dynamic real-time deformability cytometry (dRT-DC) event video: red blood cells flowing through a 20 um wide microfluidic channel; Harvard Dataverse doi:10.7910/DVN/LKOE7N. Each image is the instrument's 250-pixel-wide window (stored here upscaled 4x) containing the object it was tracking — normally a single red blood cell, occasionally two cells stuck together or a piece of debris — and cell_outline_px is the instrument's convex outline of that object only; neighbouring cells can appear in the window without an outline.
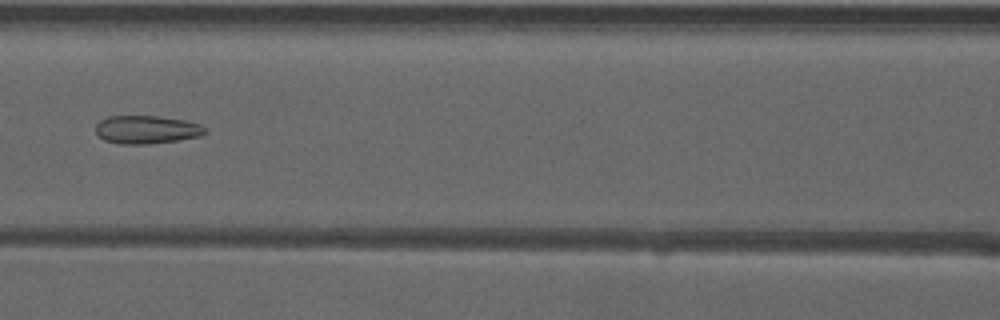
{"species": "common noctule bat (a hibernating species)", "species_latin": "Nyctalus noctula", "temperature_condition": "warm", "stored_images_in_passage": 51, "camera_frame_rate_fps": 3000, "um_per_image_px": 0.085, "animal": {"sex": "male", "forearm_length_mm": 52.5}, "frame": {"image": 1, "passage_image": 24, "time_ms": 7.667, "image_size_px": [1000, 320], "cell_outline_px": [[208, 132], [200, 136], [152, 144], [120, 144], [104, 140], [96, 136], [96, 124], [100, 120], [108, 116], [156, 116], [184, 120], [200, 124], [208, 128]], "centroid_in_image_um": [12.46, 11.02], "position_along_channel_um": 154.1, "area_um2": 18.15}}
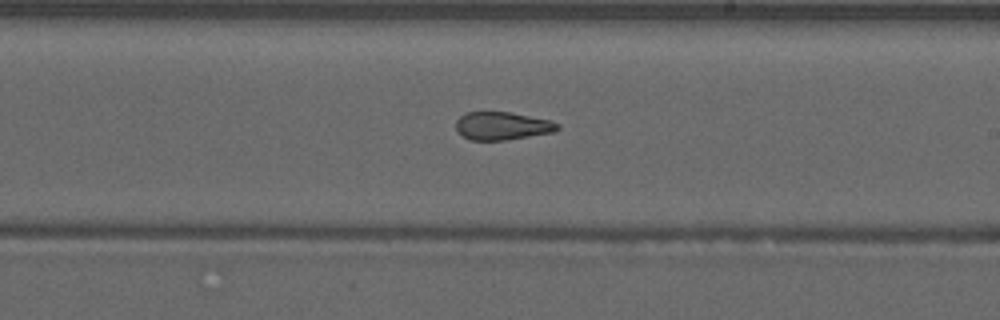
{"frame": {"image": 2, "passage_image": 31, "time_ms": 10.0, "image_size_px": [1000, 320], "cell_outline_px": [[560, 128], [556, 132], [504, 140], [472, 140], [464, 136], [456, 128], [456, 120], [460, 116], [468, 112], [508, 112], [552, 120], [560, 124]], "centroid_in_image_um": [42.75, 10.7], "position_along_channel_um": 246.3, "area_um2": 16.53}}
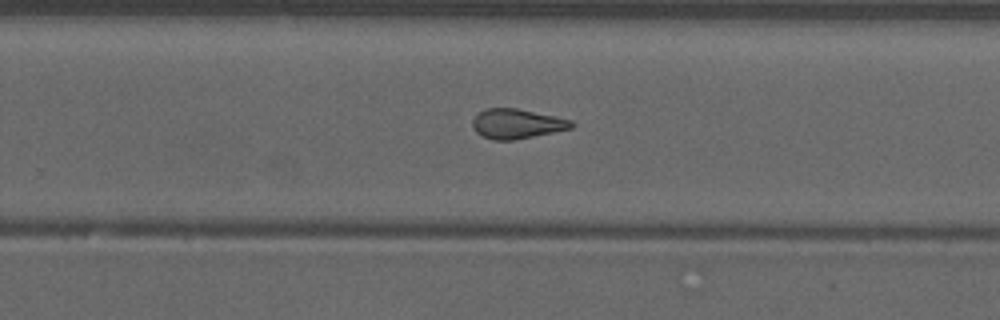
{"frame": {"image": 3, "passage_image": 34, "time_ms": 11.0, "image_size_px": [1000, 320], "cell_outline_px": [[576, 124], [572, 128], [512, 140], [492, 140], [476, 132], [472, 128], [472, 120], [480, 112], [488, 108], [516, 108], [572, 120]], "centroid_in_image_um": [43.92, 10.52], "position_along_channel_um": 285.9, "area_um2": 16.88}, "authors_computed_cell_mechanics": {"area_um2": 17.6868, "velocity_mm_per_s": 3.9651, "shape_relaxation_time_tau1_ms": null, "shape_relaxation_time_tau2_ms": 1.9662, "deformation_change_tau1": null, "deformation_change_tau2": 0.0996}}